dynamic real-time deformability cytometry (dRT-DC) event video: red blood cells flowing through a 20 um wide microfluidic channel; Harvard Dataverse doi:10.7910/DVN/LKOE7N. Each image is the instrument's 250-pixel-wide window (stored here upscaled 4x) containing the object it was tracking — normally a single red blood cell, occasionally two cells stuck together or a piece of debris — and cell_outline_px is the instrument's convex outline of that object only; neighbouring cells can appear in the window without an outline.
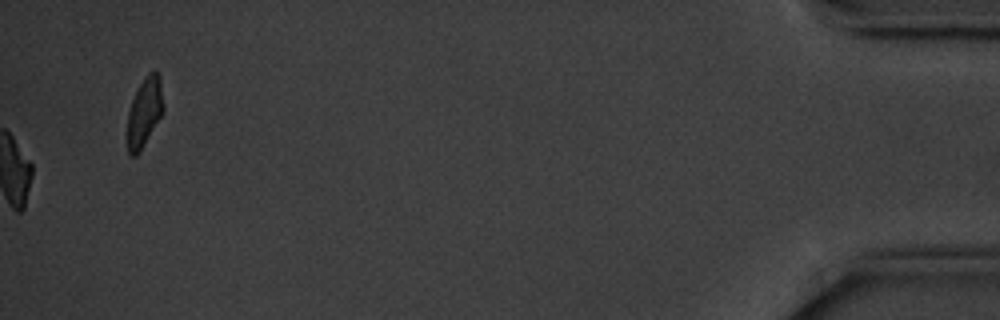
{"species": "common noctule bat (a hibernating species)", "species_latin": "Nyctalus noctula", "temperature_condition": "cold", "stored_images_in_passage": 57, "camera_frame_rate_fps": 3000, "um_per_image_px": 0.085, "animal": {"sex": "male", "body_mass_g": 20.1, "forearm_length_mm": 53.5}, "frame": {"image": 1, "passage_image": 57, "time_ms": 18.667, "image_size_px": [1000, 320], "cell_outline_px": [[164, 112], [140, 152], [136, 156], [132, 156], [128, 152], [128, 112], [132, 100], [140, 84], [148, 72], [156, 68], [160, 76], [164, 104]], "centroid_in_image_um": [12.32, 9.5], "position_along_channel_um": 422.9, "area_um2": 14.68}, "authors_computed_cell_mechanics": {"area_um2": 17.5712, "velocity_mm_per_s": 3.5338, "shape_relaxation_time_tau1_ms": 2.9033, "shape_relaxation_time_tau2_ms": null, "deformation_change_tau1": 0.1281, "deformation_change_tau2": null}}